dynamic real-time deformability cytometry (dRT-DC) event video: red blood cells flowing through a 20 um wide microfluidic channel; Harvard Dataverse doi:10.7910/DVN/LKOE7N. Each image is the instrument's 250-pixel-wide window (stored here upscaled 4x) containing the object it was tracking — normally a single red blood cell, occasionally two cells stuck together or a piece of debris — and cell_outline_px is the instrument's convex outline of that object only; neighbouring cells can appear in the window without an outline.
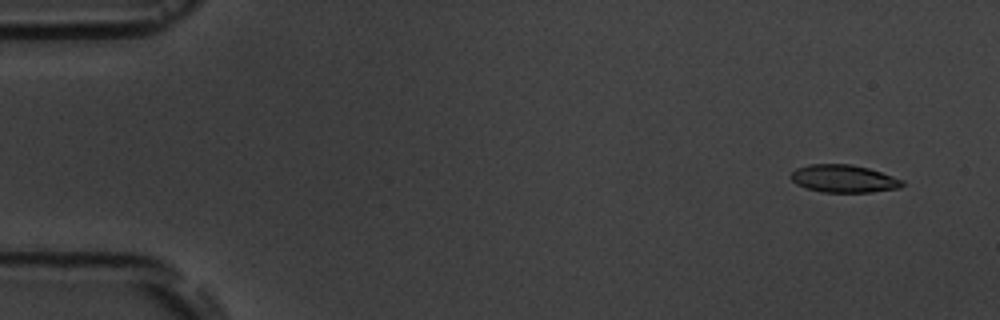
{"species": "common noctule bat (a hibernating species)", "species_latin": "Nyctalus noctula", "temperature_condition": "room temperature", "stored_images_in_passage": 9, "camera_frame_rate_fps": 3000, "um_per_image_px": 0.085, "animal": {"sex": "male", "body_mass_g": 19.5, "forearm_length_mm": 54.6}, "frame": {"image": 1, "passage_image": 1, "time_ms": 0.0, "image_size_px": [1000, 320], "cell_outline_px": [[904, 184], [900, 188], [872, 192], [824, 192], [808, 188], [796, 184], [788, 176], [796, 168], [808, 164], [852, 164], [868, 168], [904, 180]], "centroid_in_image_um": [71.71, 15.18], "position_along_channel_um": 13.3, "area_um2": 17.98}}
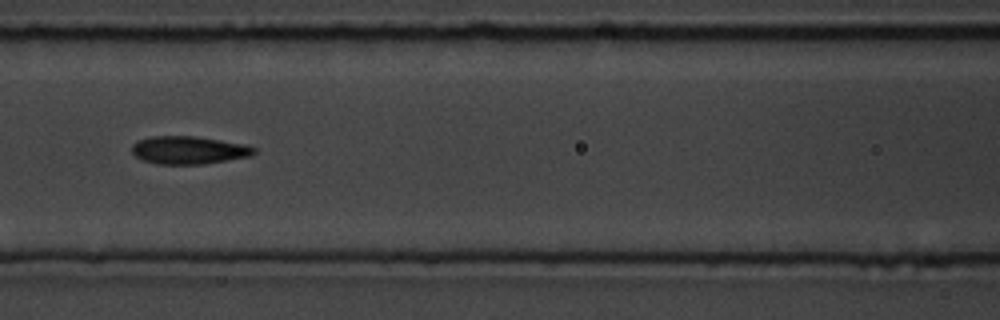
{"frame": {"image": 2, "passage_image": 7, "time_ms": 7.0, "image_size_px": [1000, 320], "cell_outline_px": [[256, 152], [252, 156], [204, 164], [156, 164], [144, 160], [136, 156], [132, 152], [132, 144], [136, 140], [152, 136], [196, 136], [244, 144], [256, 148]], "centroid_in_image_um": [16.04, 12.76], "position_along_channel_um": 150.6, "area_um2": 19.94}}
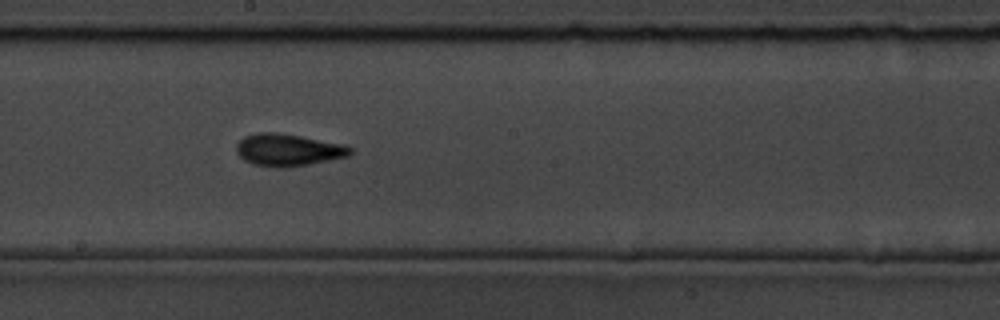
{"frame": {"image": 3, "passage_image": 9, "time_ms": 9.0, "image_size_px": [1000, 320], "cell_outline_px": [[352, 152], [348, 156], [308, 164], [284, 168], [276, 168], [252, 164], [244, 160], [236, 152], [236, 144], [244, 136], [260, 132], [276, 132], [300, 136], [344, 144], [352, 148]], "centroid_in_image_um": [24.46, 12.74], "position_along_channel_um": 223.7, "area_um2": 21.33}}